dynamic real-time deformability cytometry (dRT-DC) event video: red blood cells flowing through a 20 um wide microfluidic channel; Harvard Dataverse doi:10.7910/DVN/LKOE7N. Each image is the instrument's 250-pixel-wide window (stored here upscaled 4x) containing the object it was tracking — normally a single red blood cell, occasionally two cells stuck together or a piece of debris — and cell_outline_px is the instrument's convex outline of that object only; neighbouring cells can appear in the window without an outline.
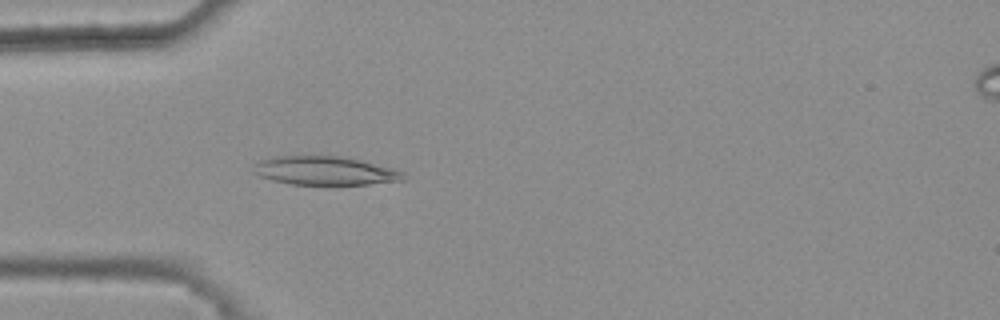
{"species": "common noctule bat (a hibernating species)", "species_latin": "Nyctalus noctula", "temperature_condition": "warm", "stored_images_in_passage": 35, "camera_frame_rate_fps": 3000, "um_per_image_px": 0.085, "animal": {"sex": "female", "body_mass_g": 25.1}, "frame": {"image": 1, "passage_image": 8, "time_ms": 2.333, "image_size_px": [1000, 320], "cell_outline_px": [[408, 180], [368, 184], [292, 184], [272, 180], [260, 176], [252, 172], [256, 164], [260, 160], [276, 156], [340, 156], [360, 160], [392, 168], [404, 172]], "centroid_in_image_um": [27.66, 14.51], "position_along_channel_um": 57.3, "area_um2": 24.91}}
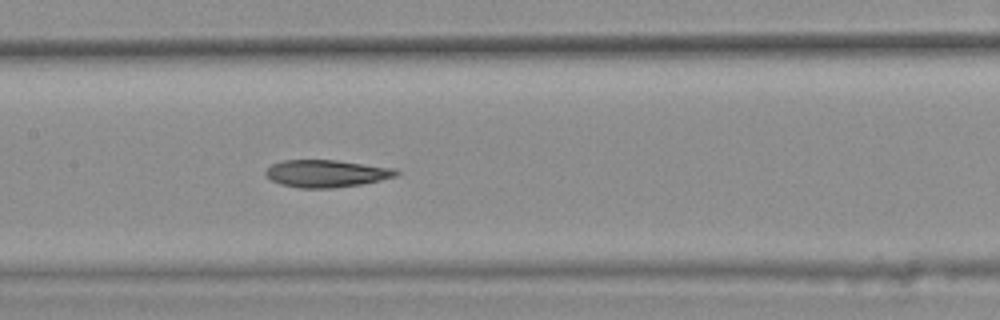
{"frame": {"image": 2, "passage_image": 18, "time_ms": 5.667, "image_size_px": [1000, 320], "cell_outline_px": [[400, 172], [396, 176], [380, 180], [360, 184], [332, 188], [300, 188], [280, 184], [272, 180], [264, 172], [272, 164], [284, 160], [336, 160], [396, 168]], "centroid_in_image_um": [27.76, 14.74], "position_along_channel_um": 179.6, "area_um2": 20.69}}
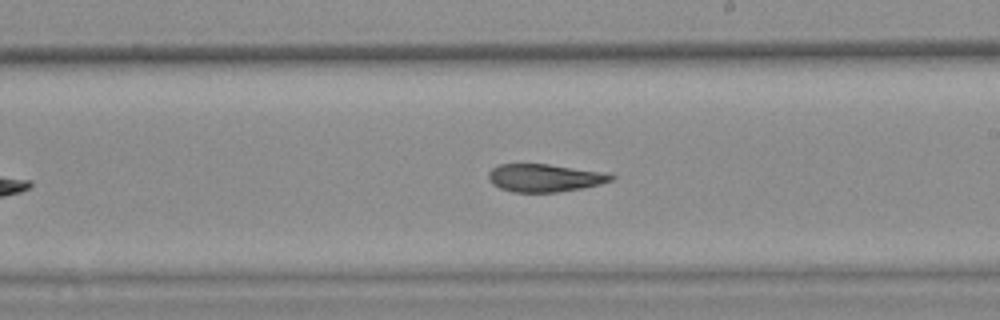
{"frame": {"image": 3, "passage_image": 23, "time_ms": 7.333, "image_size_px": [1000, 320], "cell_outline_px": [[616, 176], [612, 180], [600, 184], [580, 188], [556, 192], [512, 192], [500, 188], [492, 184], [488, 180], [488, 172], [496, 164], [548, 164], [608, 172]], "centroid_in_image_um": [46.28, 15.11], "position_along_channel_um": 242.7, "area_um2": 20.06}, "authors_computed_cell_mechanics": {"area_um2": 20.9814, "velocity_mm_per_s": 3.7986, "shape_relaxation_time_tau1_ms": null, "shape_relaxation_time_tau2_ms": 2.9156, "deformation_change_tau1": null, "deformation_change_tau2": 0.0979}}